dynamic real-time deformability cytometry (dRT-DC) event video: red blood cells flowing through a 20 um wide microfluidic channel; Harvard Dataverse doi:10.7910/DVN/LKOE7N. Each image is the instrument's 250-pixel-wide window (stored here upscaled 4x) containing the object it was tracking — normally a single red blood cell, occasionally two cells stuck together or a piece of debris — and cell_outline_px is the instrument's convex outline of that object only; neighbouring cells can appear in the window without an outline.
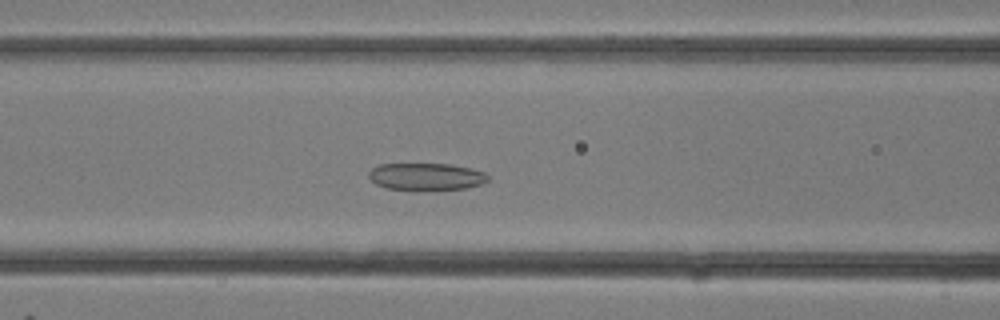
{"species": "common noctule bat (a hibernating species)", "species_latin": "Nyctalus noctula", "temperature_condition": "room temperature", "stored_images_in_passage": 29, "camera_frame_rate_fps": 3000, "um_per_image_px": 0.085, "animal": {"sex": "female"}, "frame": {"image": 1, "passage_image": 11, "time_ms": 3.333, "image_size_px": [1000, 320], "cell_outline_px": [[488, 180], [480, 184], [468, 188], [424, 192], [416, 192], [384, 188], [376, 184], [368, 176], [368, 172], [372, 168], [380, 164], [452, 164], [484, 172], [488, 176]], "centroid_in_image_um": [36.19, 15.05], "position_along_channel_um": 130.4, "area_um2": 19.54}}
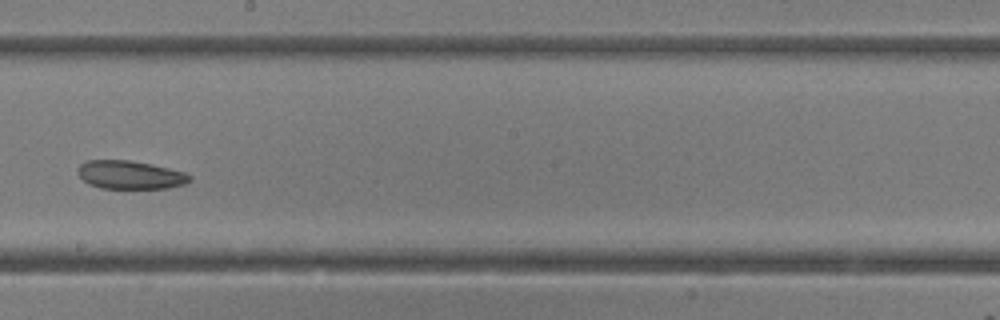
{"frame": {"image": 2, "passage_image": 16, "time_ms": 5.0, "image_size_px": [1000, 320], "cell_outline_px": [[192, 180], [184, 184], [168, 188], [100, 188], [88, 184], [76, 172], [76, 168], [80, 164], [88, 160], [128, 160], [168, 168], [184, 172], [192, 176]], "centroid_in_image_um": [11.03, 14.86], "position_along_channel_um": 237.2, "area_um2": 18.44}}
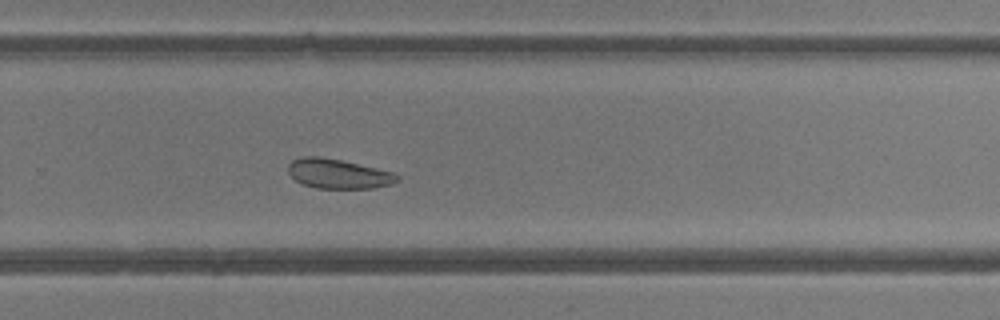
{"frame": {"image": 3, "passage_image": 19, "time_ms": 6.0, "image_size_px": [1000, 320], "cell_outline_px": [[400, 180], [392, 184], [372, 188], [316, 188], [304, 184], [296, 180], [288, 172], [288, 164], [292, 160], [304, 156], [320, 156], [340, 160], [376, 168], [392, 172], [400, 176]], "centroid_in_image_um": [28.76, 14.77], "position_along_channel_um": 301.0, "area_um2": 18.67}}